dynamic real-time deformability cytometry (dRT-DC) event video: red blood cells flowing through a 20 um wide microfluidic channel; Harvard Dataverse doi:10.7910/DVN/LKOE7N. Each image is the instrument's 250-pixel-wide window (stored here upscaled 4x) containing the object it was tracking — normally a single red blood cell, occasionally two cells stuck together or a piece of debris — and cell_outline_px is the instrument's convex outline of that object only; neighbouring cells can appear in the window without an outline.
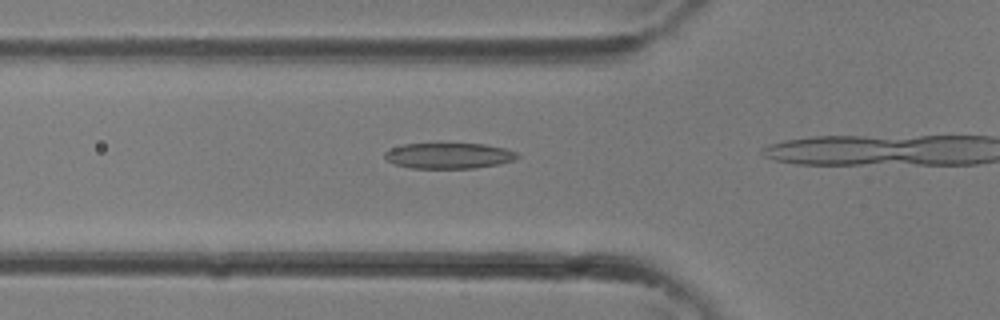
{"species": "common noctule bat (a hibernating species)", "species_latin": "Nyctalus noctula", "temperature_condition": "room temperature", "stored_images_in_passage": 4, "camera_frame_rate_fps": 3000, "um_per_image_px": 0.085, "animal": {"sex": "female"}, "frame": {"image": 1, "passage_image": 3, "time_ms": 0.667, "image_size_px": [1000, 320], "cell_outline_px": [[520, 156], [512, 160], [500, 164], [476, 168], [412, 168], [396, 164], [388, 160], [384, 156], [384, 152], [392, 148], [404, 144], [484, 144], [504, 148], [516, 152]], "centroid_in_image_um": [38.17, 13.24], "position_along_channel_um": 87.6, "area_um2": 19.65}}